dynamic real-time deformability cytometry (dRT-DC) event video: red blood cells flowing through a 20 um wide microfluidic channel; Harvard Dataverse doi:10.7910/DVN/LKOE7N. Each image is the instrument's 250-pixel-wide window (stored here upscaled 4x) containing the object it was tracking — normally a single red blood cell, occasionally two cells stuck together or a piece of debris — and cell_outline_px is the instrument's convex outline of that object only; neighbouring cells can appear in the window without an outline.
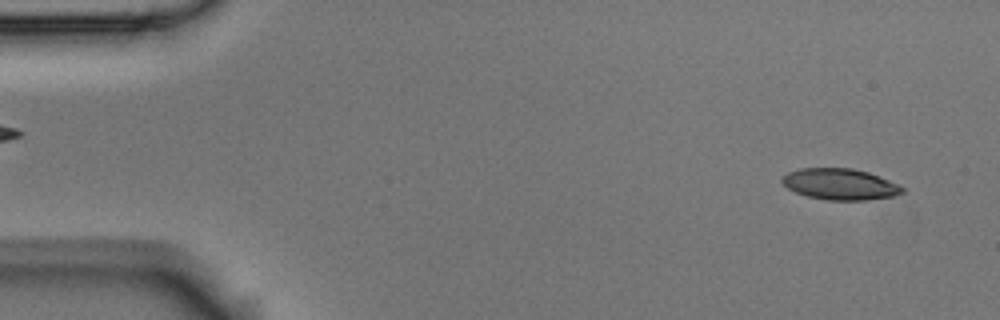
{"species": "Egyptian fruit bat (a non-hibernating species)", "species_latin": "Rousettus aegyptiacus", "temperature_condition": "room temperature", "stored_images_in_passage": 4, "camera_frame_rate_fps": 3000, "um_per_image_px": 0.085, "animal": {"sex": "male"}, "frame": {"image": 1, "passage_image": 1, "time_ms": 0.0, "image_size_px": [1000, 320], "cell_outline_px": [[904, 192], [892, 196], [864, 200], [828, 200], [808, 196], [796, 192], [788, 188], [780, 180], [780, 176], [788, 172], [800, 168], [852, 168], [868, 172], [900, 184], [904, 188]], "centroid_in_image_um": [71.39, 15.64], "position_along_channel_um": 13.6, "area_um2": 21.85}}
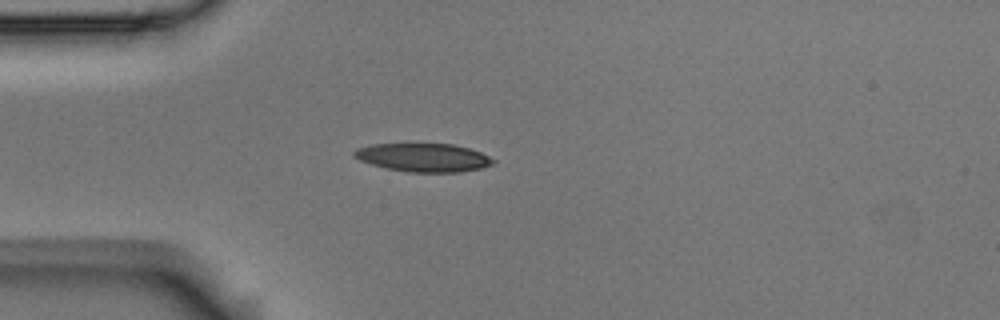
{"frame": {"image": 2, "passage_image": 3, "time_ms": 0.667, "image_size_px": [1000, 320], "cell_outline_px": [[496, 160], [492, 164], [480, 168], [460, 172], [408, 172], [388, 168], [372, 164], [360, 160], [352, 156], [352, 152], [356, 148], [372, 144], [452, 144], [468, 148], [480, 152]], "centroid_in_image_um": [35.96, 13.38], "position_along_channel_um": 49.0, "area_um2": 22.83}}